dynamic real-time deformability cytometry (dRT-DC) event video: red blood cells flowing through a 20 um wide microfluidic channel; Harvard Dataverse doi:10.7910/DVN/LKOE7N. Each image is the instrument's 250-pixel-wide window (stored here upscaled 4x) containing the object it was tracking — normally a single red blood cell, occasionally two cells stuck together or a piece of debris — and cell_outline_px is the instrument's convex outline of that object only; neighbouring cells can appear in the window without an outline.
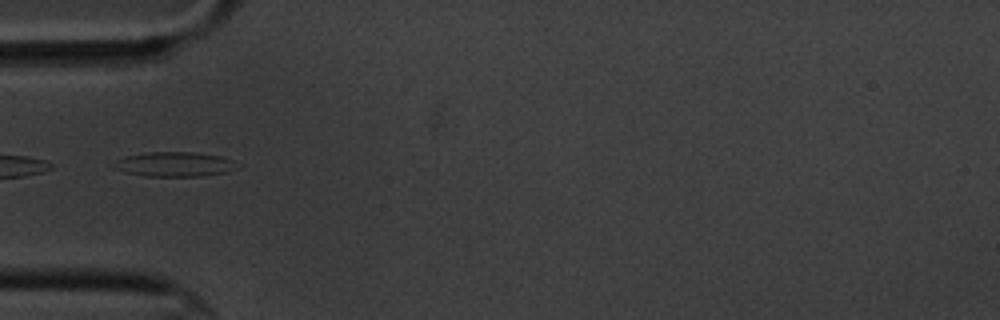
{"species": "common noctule bat (a hibernating species)", "species_latin": "Nyctalus noctula", "temperature_condition": "cold", "stored_images_in_passage": 7, "camera_frame_rate_fps": 3000, "um_per_image_px": 0.085, "animal": {"sex": "male", "body_mass_g": 20.1, "forearm_length_mm": 53.5}, "frame": {"image": 1, "passage_image": 1, "time_ms": 0.0, "image_size_px": [1000, 320], "cell_outline_px": [[244, 164], [240, 168], [228, 172], [200, 176], [144, 176], [124, 172], [112, 168], [116, 160], [124, 156], [148, 152], [196, 152], [220, 156]], "centroid_in_image_um": [14.89, 13.96], "position_along_channel_um": 70.1, "area_um2": 18.09}}
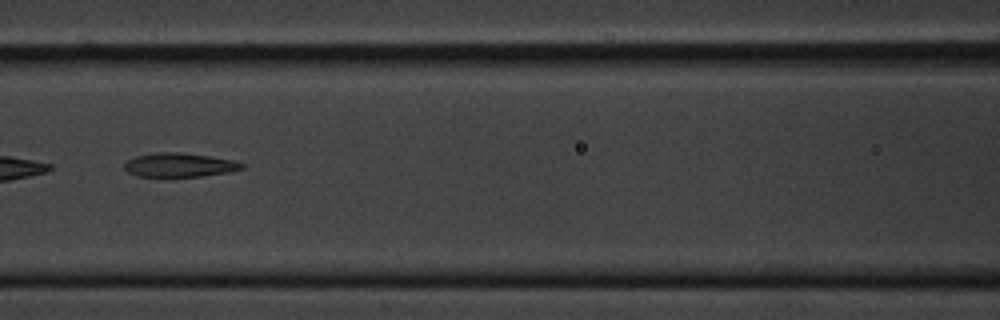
{"frame": {"image": 2, "passage_image": 3, "time_ms": 2.333, "image_size_px": [1000, 320], "cell_outline_px": [[244, 168], [228, 172], [200, 176], [160, 180], [136, 176], [128, 172], [124, 168], [124, 164], [128, 160], [136, 156], [156, 152], [180, 152], [236, 160], [244, 164]], "centroid_in_image_um": [15.19, 14.07], "position_along_channel_um": 151.4, "area_um2": 17.22}}
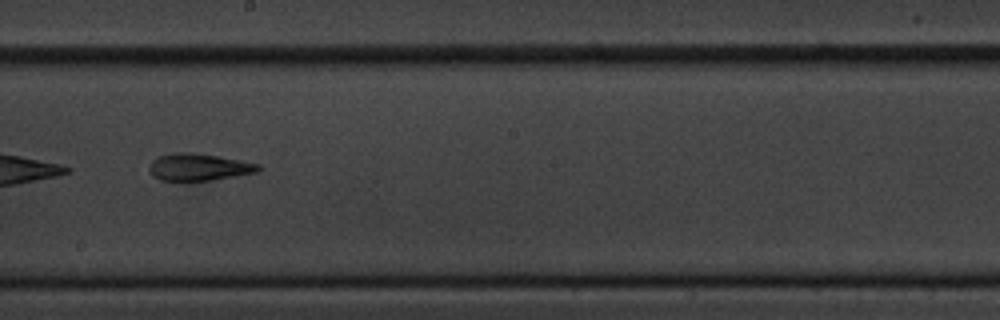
{"frame": {"image": 3, "passage_image": 5, "time_ms": 4.667, "image_size_px": [1000, 320], "cell_outline_px": [[260, 168], [256, 172], [236, 176], [212, 180], [160, 180], [152, 176], [148, 168], [152, 160], [160, 156], [176, 152], [188, 152], [216, 156], [240, 160], [260, 164]], "centroid_in_image_um": [16.87, 14.2], "position_along_channel_um": 231.3, "area_um2": 16.99}}